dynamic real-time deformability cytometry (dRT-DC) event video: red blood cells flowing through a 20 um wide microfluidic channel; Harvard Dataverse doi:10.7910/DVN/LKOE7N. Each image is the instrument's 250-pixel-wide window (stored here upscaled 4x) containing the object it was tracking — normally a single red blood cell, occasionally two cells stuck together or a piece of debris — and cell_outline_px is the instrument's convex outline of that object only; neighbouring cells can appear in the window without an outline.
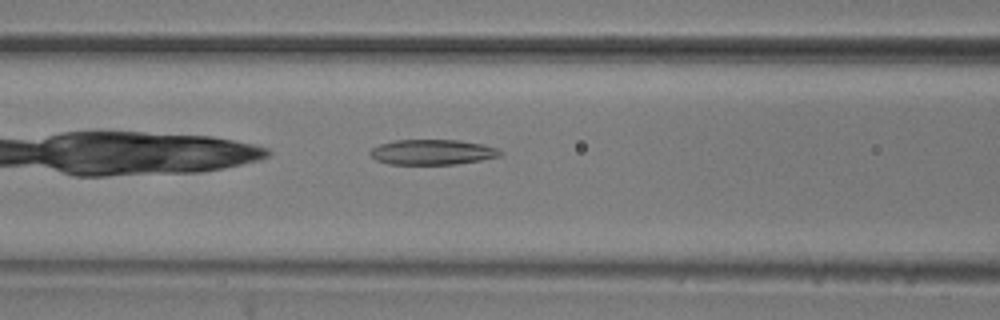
{"species": "common noctule bat (a hibernating species)", "species_latin": "Nyctalus noctula", "temperature_condition": "room temperature", "stored_images_in_passage": 36, "camera_frame_rate_fps": 3000, "um_per_image_px": 0.085, "animal": {"sex": "male", "body_mass_g": 20.5, "forearm_length_mm": 52.5}, "frame": {"image": 1, "passage_image": 7, "time_ms": 2.0, "image_size_px": [1000, 320], "cell_outline_px": [[504, 152], [500, 156], [480, 160], [456, 164], [388, 164], [376, 160], [368, 152], [372, 148], [380, 144], [396, 140], [460, 140], [484, 144], [500, 148]], "centroid_in_image_um": [36.79, 12.92], "position_along_channel_um": 129.8, "area_um2": 19.25}}
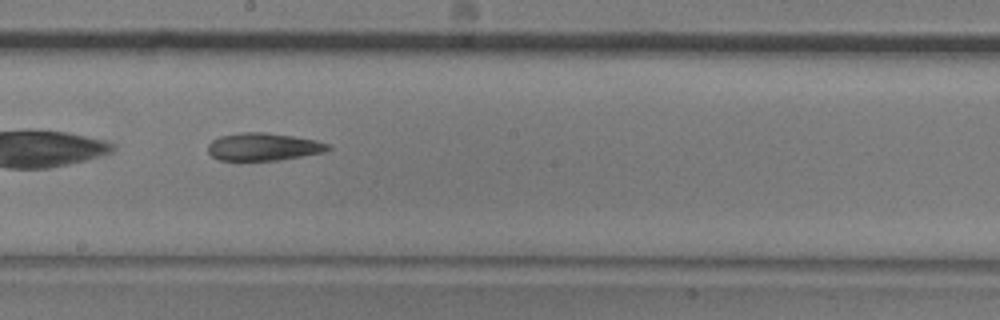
{"frame": {"image": 2, "passage_image": 15, "time_ms": 4.667, "image_size_px": [1000, 320], "cell_outline_px": [[332, 148], [324, 152], [280, 160], [220, 160], [212, 156], [208, 152], [208, 144], [212, 140], [220, 136], [240, 132], [264, 132], [292, 136], [316, 140], [328, 144]], "centroid_in_image_um": [22.38, 12.47], "position_along_channel_um": 225.8, "area_um2": 19.31}}
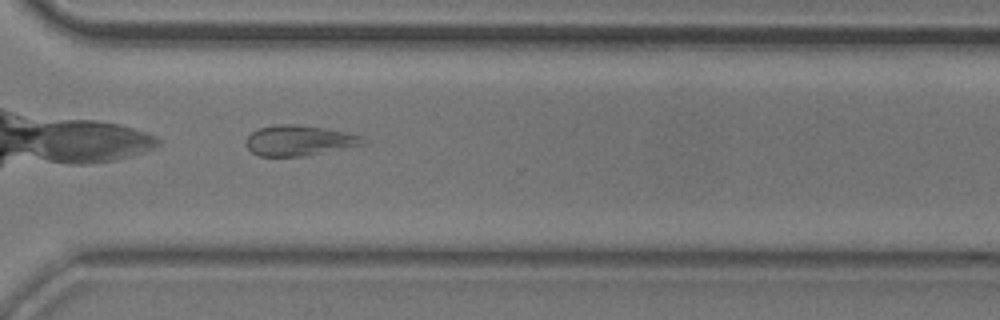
{"frame": {"image": 3, "passage_image": 25, "time_ms": 8.0, "image_size_px": [1000, 320], "cell_outline_px": [[368, 144], [300, 156], [260, 156], [252, 152], [244, 144], [248, 136], [252, 132], [260, 128], [272, 124], [300, 124], [324, 128], [364, 136]], "centroid_in_image_um": [25.43, 11.93], "position_along_channel_um": 345.2, "area_um2": 20.75}, "authors_computed_cell_mechanics": {"area_um2": 19.4786, "velocity_mm_per_s": 3.5997, "shape_relaxation_time_tau1_ms": null, "shape_relaxation_time_tau2_ms": 10.4742, "deformation_change_tau1": null, "deformation_change_tau2": 0.1929}}